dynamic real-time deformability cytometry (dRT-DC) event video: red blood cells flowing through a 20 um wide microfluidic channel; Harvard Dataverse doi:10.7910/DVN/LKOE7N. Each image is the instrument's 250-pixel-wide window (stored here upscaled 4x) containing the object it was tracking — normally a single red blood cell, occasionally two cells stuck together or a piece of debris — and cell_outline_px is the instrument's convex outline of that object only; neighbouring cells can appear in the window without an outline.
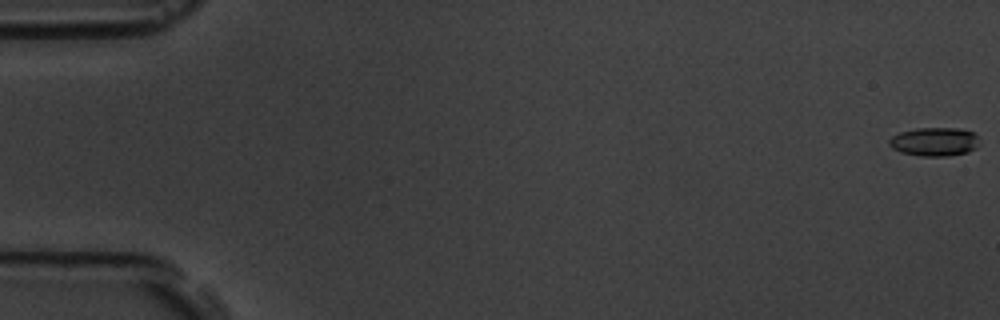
{"species": "common noctule bat (a hibernating species)", "species_latin": "Nyctalus noctula", "temperature_condition": "room temperature", "stored_images_in_passage": 57, "camera_frame_rate_fps": 3000, "um_per_image_px": 0.085, "animal": {"sex": "male", "body_mass_g": 19.5, "forearm_length_mm": 54.6}, "frame": {"image": 1, "passage_image": 1, "time_ms": 0.0, "image_size_px": [1000, 320], "cell_outline_px": [[976, 148], [968, 152], [948, 156], [920, 156], [900, 152], [892, 148], [888, 144], [888, 140], [892, 136], [900, 132], [916, 128], [956, 128], [972, 132], [976, 136]], "centroid_in_image_um": [79.36, 12.05], "position_along_channel_um": 5.6, "area_um2": 14.97}}
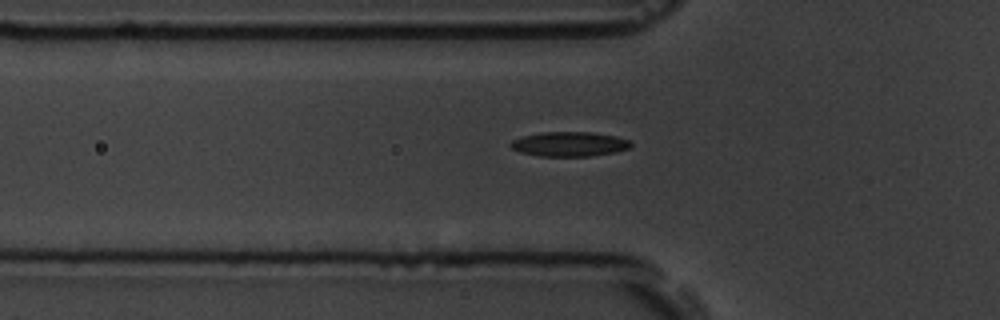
{"frame": {"image": 2, "passage_image": 20, "time_ms": 6.333, "image_size_px": [1000, 320], "cell_outline_px": [[632, 144], [628, 148], [616, 152], [592, 156], [540, 156], [520, 152], [512, 148], [508, 144], [512, 140], [520, 136], [540, 132], [592, 132], [616, 136], [628, 140]], "centroid_in_image_um": [48.36, 12.24], "position_along_channel_um": 77.4, "area_um2": 17.34}}
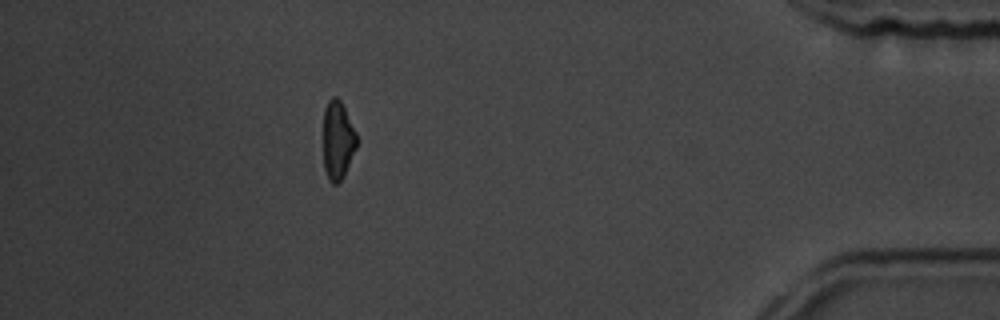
{"frame": {"image": 3, "passage_image": 51, "time_ms": 16.667, "image_size_px": [1000, 320], "cell_outline_px": [[356, 148], [344, 176], [336, 184], [332, 184], [328, 180], [324, 168], [324, 108], [328, 100], [332, 96], [336, 96], [340, 100], [356, 132]], "centroid_in_image_um": [28.7, 11.93], "position_along_channel_um": 406.5, "area_um2": 15.2}, "authors_computed_cell_mechanics": {"area_um2": 16.0106, "velocity_mm_per_s": 3.6685, "shape_relaxation_time_tau1_ms": 4.0236, "shape_relaxation_time_tau2_ms": 8.0435, "deformation_change_tau1": 0.1147, "deformation_change_tau2": 0.1649}}